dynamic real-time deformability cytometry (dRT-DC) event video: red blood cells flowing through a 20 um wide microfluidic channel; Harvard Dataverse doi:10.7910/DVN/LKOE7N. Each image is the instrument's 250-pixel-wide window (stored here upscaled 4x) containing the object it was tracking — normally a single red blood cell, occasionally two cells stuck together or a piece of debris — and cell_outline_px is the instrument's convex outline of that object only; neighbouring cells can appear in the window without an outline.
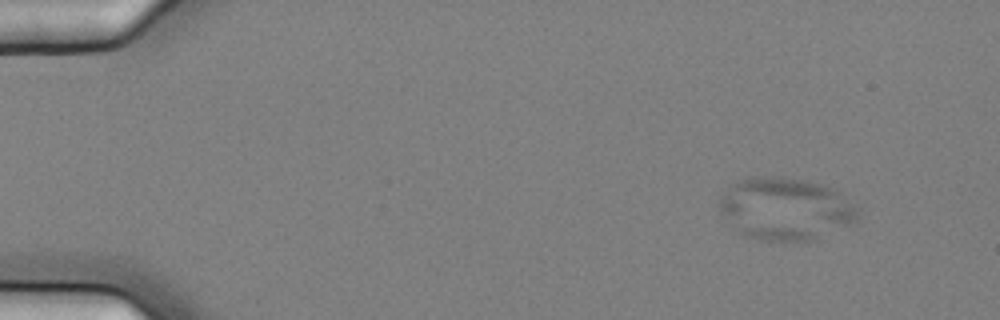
{"species": "common noctule bat (a hibernating species)", "species_latin": "Nyctalus noctula", "temperature_condition": "cold", "stored_images_in_passage": 7, "camera_frame_rate_fps": 3000, "um_per_image_px": 0.085, "animal": {"sex": "female", "body_mass_g": 25.1}, "frame": {"image": 1, "passage_image": 3, "time_ms": 0.667, "image_size_px": [1000, 320], "cell_outline_px": [[860, 216], [856, 220], [848, 224], [812, 240], [764, 240], [744, 236], [720, 212], [720, 200], [728, 188], [732, 184], [748, 176], [780, 176], [820, 184], [836, 188], [860, 208]], "centroid_in_image_um": [66.8, 17.72], "position_along_channel_um": 18.2, "area_um2": 50.0}}
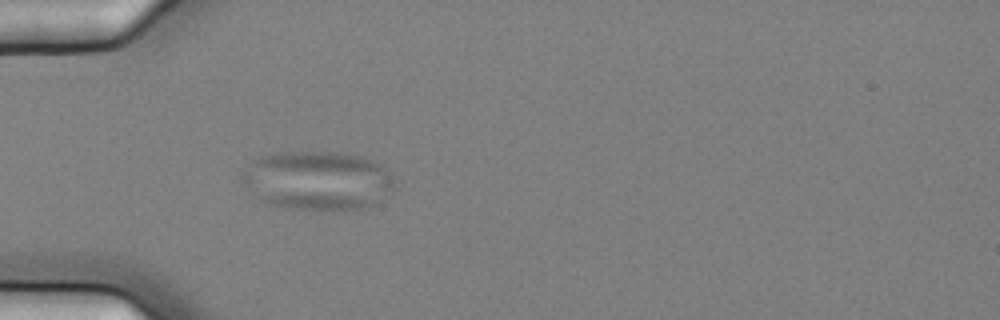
{"frame": {"image": 2, "passage_image": 6, "time_ms": 1.667, "image_size_px": [1000, 320], "cell_outline_px": [[392, 196], [368, 208], [332, 212], [284, 208], [268, 204], [260, 200], [244, 184], [240, 176], [248, 164], [252, 160], [260, 156], [280, 152], [332, 152], [360, 156], [372, 160], [380, 164], [392, 172]], "centroid_in_image_um": [27.03, 15.39], "position_along_channel_um": 58.0, "area_um2": 53.58}}